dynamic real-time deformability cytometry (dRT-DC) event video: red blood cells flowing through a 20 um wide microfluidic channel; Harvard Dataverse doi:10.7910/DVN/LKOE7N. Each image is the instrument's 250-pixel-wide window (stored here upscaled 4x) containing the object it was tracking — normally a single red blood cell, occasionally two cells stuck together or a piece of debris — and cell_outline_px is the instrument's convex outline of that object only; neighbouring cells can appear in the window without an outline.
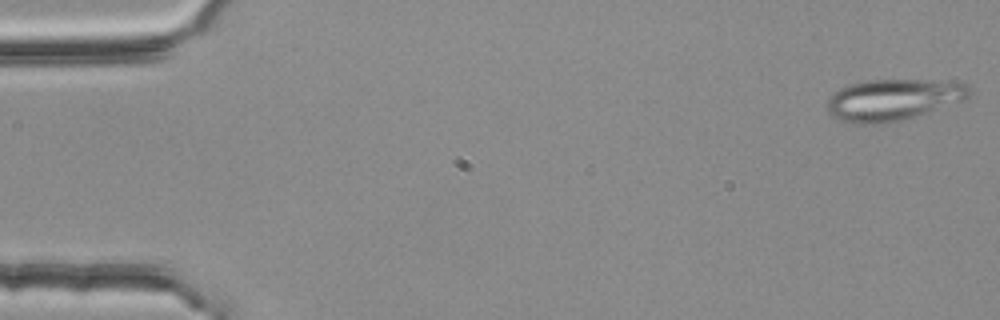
{"species": "common noctule bat (a hibernating species)", "species_latin": "Nyctalus noctula", "temperature_condition": "room temperature", "stored_images_in_passage": 54, "camera_frame_rate_fps": 3000, "um_per_image_px": 0.085, "animal": {"sex": "female", "body_mass_g": 25.1}, "frame": {"image": 1, "passage_image": 1, "time_ms": 0.0, "image_size_px": [1000, 320], "cell_outline_px": [[972, 92], [964, 100], [900, 120], [880, 124], [856, 124], [840, 120], [832, 116], [828, 112], [828, 100], [832, 92], [848, 84], [864, 80], [948, 80], [964, 84]], "centroid_in_image_um": [75.87, 8.46], "position_along_channel_um": 9.1, "area_um2": 34.22}}
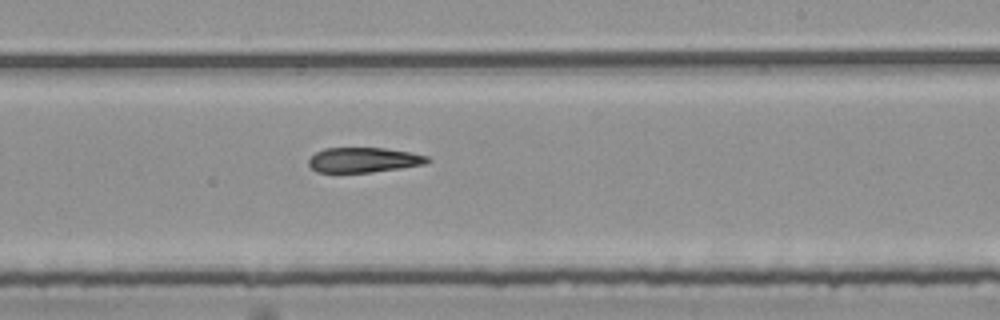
{"frame": {"image": 2, "passage_image": 32, "time_ms": 10.333, "image_size_px": [1000, 320], "cell_outline_px": [[432, 160], [428, 164], [372, 172], [316, 172], [308, 164], [308, 160], [316, 152], [324, 148], [384, 148], [412, 152], [428, 156]], "centroid_in_image_um": [30.96, 13.59], "position_along_channel_um": 258.0, "area_um2": 17.4}}
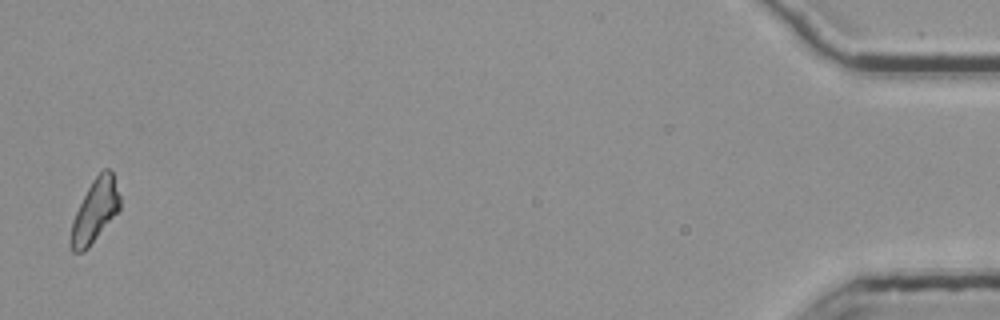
{"frame": {"image": 3, "passage_image": 53, "time_ms": 17.333, "image_size_px": [1000, 320], "cell_outline_px": [[120, 208], [88, 248], [84, 252], [72, 252], [68, 244], [68, 240], [72, 220], [92, 180], [104, 168], [108, 168], [112, 172], [120, 196]], "centroid_in_image_um": [8.03, 17.96], "position_along_channel_um": 427.2, "area_um2": 17.92}}